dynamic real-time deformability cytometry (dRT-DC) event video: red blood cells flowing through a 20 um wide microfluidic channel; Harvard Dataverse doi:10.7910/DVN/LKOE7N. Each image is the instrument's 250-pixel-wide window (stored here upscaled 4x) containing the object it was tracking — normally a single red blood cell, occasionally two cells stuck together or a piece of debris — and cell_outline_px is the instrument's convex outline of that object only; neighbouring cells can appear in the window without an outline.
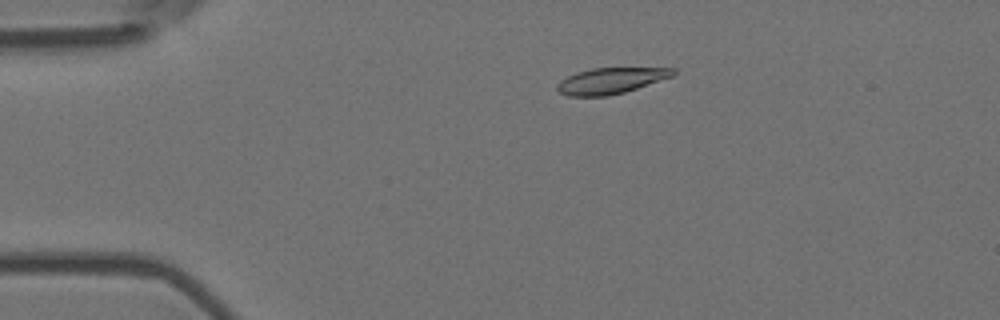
{"species": "Egyptian fruit bat (a non-hibernating species)", "species_latin": "Rousettus aegyptiacus", "temperature_condition": "room temperature", "stored_images_in_passage": 9, "camera_frame_rate_fps": 3000, "um_per_image_px": 0.085, "animal": {"sex": "female"}, "frame": {"image": 1, "passage_image": 2, "time_ms": 0.333, "image_size_px": [1000, 320], "cell_outline_px": [[676, 76], [624, 92], [608, 96], [568, 96], [560, 92], [556, 88], [556, 84], [560, 80], [568, 76], [592, 68], [676, 68]], "centroid_in_image_um": [51.96, 6.86], "position_along_channel_um": 33.0, "area_um2": 17.57}}
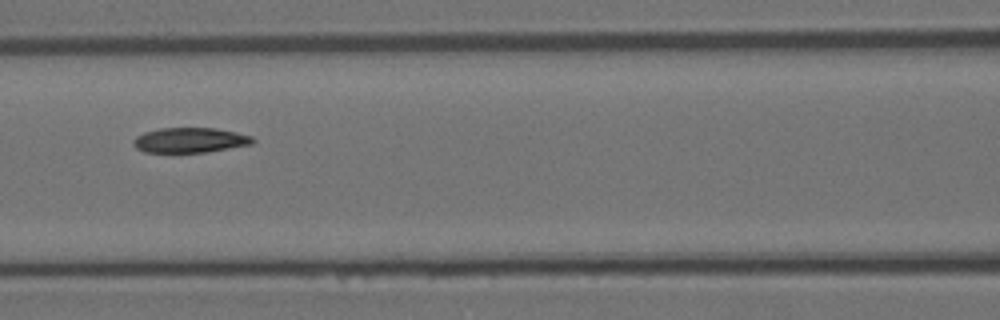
{"frame": {"image": 2, "passage_image": 6, "time_ms": 1.667, "image_size_px": [1000, 320], "cell_outline_px": [[256, 140], [252, 144], [204, 152], [144, 152], [136, 148], [132, 144], [132, 140], [136, 136], [144, 132], [160, 128], [212, 128], [236, 132], [252, 136]], "centroid_in_image_um": [16.11, 11.91], "position_along_channel_um": 150.5, "area_um2": 17.34}}
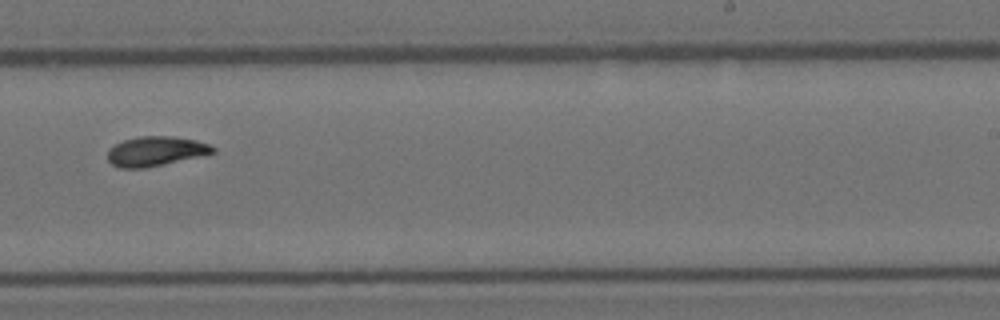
{"frame": {"image": 3, "passage_image": 9, "time_ms": 2.667, "image_size_px": [1000, 320], "cell_outline_px": [[216, 152], [164, 164], [144, 168], [120, 168], [112, 164], [108, 160], [108, 148], [124, 140], [140, 136], [172, 136], [196, 140], [208, 144], [216, 148]], "centroid_in_image_um": [13.22, 12.85], "position_along_channel_um": 275.8, "area_um2": 18.03}}